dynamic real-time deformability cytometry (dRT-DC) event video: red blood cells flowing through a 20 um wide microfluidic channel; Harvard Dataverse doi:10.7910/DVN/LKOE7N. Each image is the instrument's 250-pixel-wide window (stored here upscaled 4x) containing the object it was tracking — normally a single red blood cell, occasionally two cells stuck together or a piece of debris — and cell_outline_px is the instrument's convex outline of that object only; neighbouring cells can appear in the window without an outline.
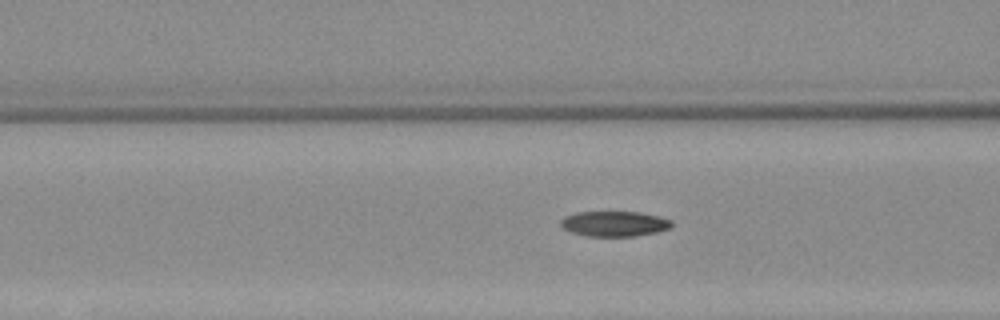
{"species": "Egyptian fruit bat (a non-hibernating species)", "species_latin": "Rousettus aegyptiacus", "temperature_condition": "warm", "stored_images_in_passage": 6, "camera_frame_rate_fps": 3000, "um_per_image_px": 0.085, "animal": {"sex": "female"}, "frame": {"image": 1, "passage_image": 5, "time_ms": 5.667, "image_size_px": [1000, 320], "cell_outline_px": [[672, 228], [656, 232], [636, 236], [588, 236], [572, 232], [564, 228], [560, 224], [560, 220], [564, 216], [576, 212], [640, 212], [672, 220]], "centroid_in_image_um": [52.22, 19.02], "position_along_channel_um": 114.4, "area_um2": 16.3}}